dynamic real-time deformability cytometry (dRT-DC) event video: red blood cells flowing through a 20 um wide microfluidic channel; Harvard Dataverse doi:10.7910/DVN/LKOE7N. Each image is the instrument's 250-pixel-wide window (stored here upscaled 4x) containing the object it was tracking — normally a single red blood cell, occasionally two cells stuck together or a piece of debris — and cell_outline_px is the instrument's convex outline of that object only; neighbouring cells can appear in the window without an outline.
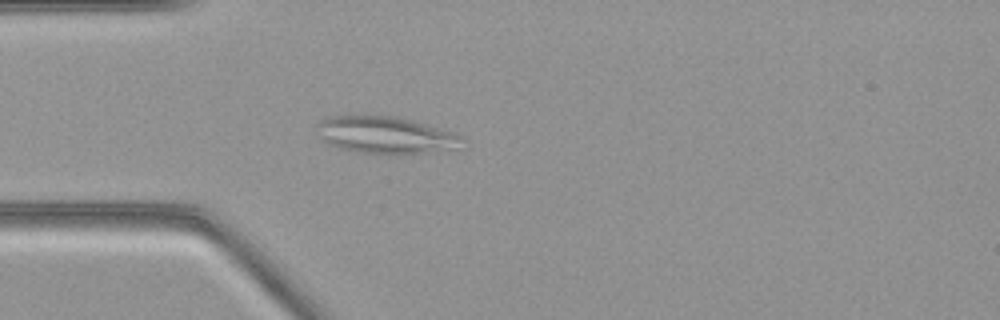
{"species": "common noctule bat (a hibernating species)", "species_latin": "Nyctalus noctula", "temperature_condition": "warm", "stored_images_in_passage": 51, "camera_frame_rate_fps": 3000, "um_per_image_px": 0.085, "animal": {"sex": "female", "body_mass_g": 21.9}, "frame": {"image": 1, "passage_image": 13, "time_ms": 4.0, "image_size_px": [1000, 320], "cell_outline_px": [[468, 140], [456, 148], [432, 152], [396, 156], [360, 152], [340, 148], [316, 136], [316, 124], [328, 116], [392, 116], [412, 120], [452, 132], [464, 136]], "centroid_in_image_um": [32.8, 11.5], "position_along_channel_um": 52.2, "area_um2": 31.79}}
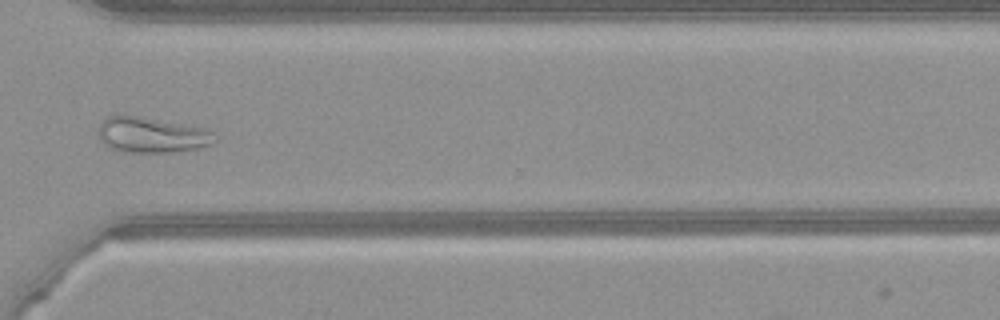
{"frame": {"image": 2, "passage_image": 37, "time_ms": 12.0, "image_size_px": [1000, 320], "cell_outline_px": [[220, 140], [212, 144], [200, 148], [172, 152], [120, 152], [108, 148], [100, 140], [96, 132], [104, 116], [140, 116], [184, 124], [204, 128], [216, 132], [220, 136]], "centroid_in_image_um": [12.93, 11.48], "position_along_channel_um": 357.7, "area_um2": 24.74}}
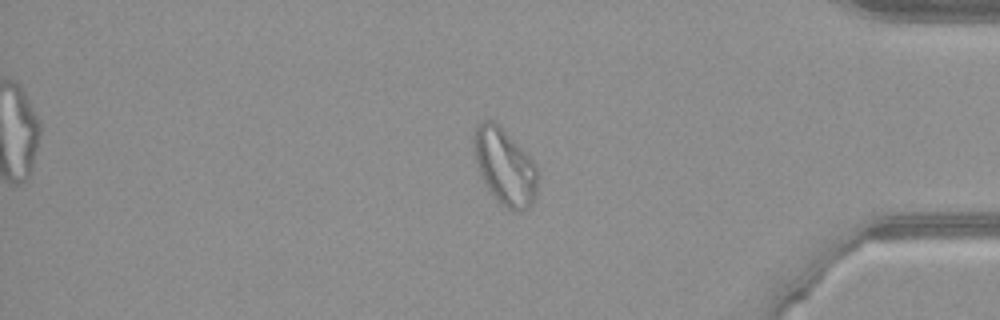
{"frame": {"image": 3, "passage_image": 42, "time_ms": 13.667, "image_size_px": [1000, 320], "cell_outline_px": [[540, 176], [536, 196], [532, 204], [524, 212], [512, 212], [496, 200], [492, 196], [484, 184], [480, 176], [472, 148], [472, 136], [476, 124], [480, 120], [492, 120], [500, 124], [528, 152], [536, 164]], "centroid_in_image_um": [42.92, 14.15], "position_along_channel_um": 392.3, "area_um2": 29.94}}